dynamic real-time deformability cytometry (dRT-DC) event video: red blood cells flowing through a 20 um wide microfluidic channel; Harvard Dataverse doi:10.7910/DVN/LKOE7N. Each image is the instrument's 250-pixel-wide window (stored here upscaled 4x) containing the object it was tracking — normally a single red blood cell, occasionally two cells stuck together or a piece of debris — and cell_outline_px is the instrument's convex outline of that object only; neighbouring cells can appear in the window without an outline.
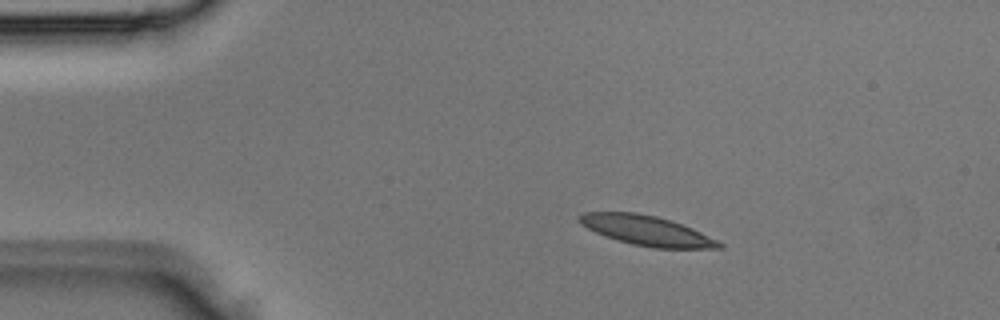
{"species": "Egyptian fruit bat (a non-hibernating species)", "species_latin": "Rousettus aegyptiacus", "temperature_condition": "room temperature", "stored_images_in_passage": 2, "camera_frame_rate_fps": 3000, "um_per_image_px": 0.085, "animal": {"sex": "male"}, "frame": {"image": 1, "passage_image": 1, "time_ms": 0.0, "image_size_px": [1000, 320], "cell_outline_px": [[724, 248], [652, 248], [632, 244], [604, 236], [580, 224], [576, 220], [576, 216], [584, 212], [636, 212], [656, 216], [672, 220], [692, 228], [720, 240], [724, 244]], "centroid_in_image_um": [54.98, 19.59], "position_along_channel_um": 30.0, "area_um2": 24.57}}